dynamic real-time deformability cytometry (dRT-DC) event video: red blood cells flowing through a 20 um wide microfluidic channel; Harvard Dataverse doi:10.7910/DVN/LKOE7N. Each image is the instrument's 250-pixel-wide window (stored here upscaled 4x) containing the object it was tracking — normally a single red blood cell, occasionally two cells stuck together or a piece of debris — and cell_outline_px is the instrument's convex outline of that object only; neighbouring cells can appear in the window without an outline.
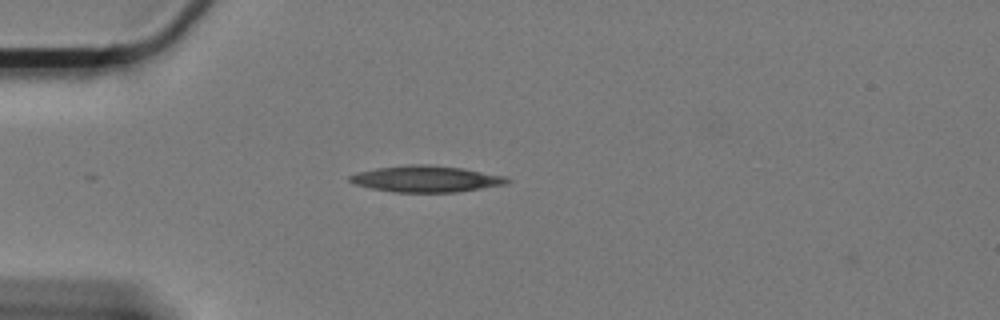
{"species": "Egyptian fruit bat (a non-hibernating species)", "species_latin": "Rousettus aegyptiacus", "temperature_condition": "cold", "stored_images_in_passage": 4, "camera_frame_rate_fps": 3000, "um_per_image_px": 0.085, "animal": {"sex": "female"}, "frame": {"image": 1, "passage_image": 3, "time_ms": 0.667, "image_size_px": [1000, 320], "cell_outline_px": [[512, 180], [508, 184], [460, 192], [396, 192], [372, 188], [356, 184], [348, 180], [348, 176], [360, 172], [376, 168], [408, 164], [428, 164], [464, 168], [504, 176]], "centroid_in_image_um": [36.28, 15.2], "position_along_channel_um": 48.7, "area_um2": 24.22}}